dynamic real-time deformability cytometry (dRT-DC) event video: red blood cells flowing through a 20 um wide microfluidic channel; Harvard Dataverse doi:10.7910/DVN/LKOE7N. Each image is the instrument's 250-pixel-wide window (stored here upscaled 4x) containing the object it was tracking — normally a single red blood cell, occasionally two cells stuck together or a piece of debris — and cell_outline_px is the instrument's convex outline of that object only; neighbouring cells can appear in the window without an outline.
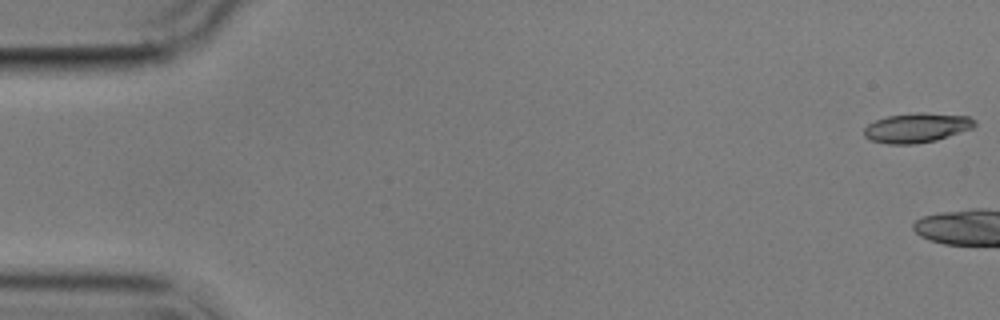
{"species": "common noctule bat (a hibernating species)", "species_latin": "Nyctalus noctula", "temperature_condition": "cold", "stored_images_in_passage": 6, "camera_frame_rate_fps": 3000, "um_per_image_px": 0.085, "animal": {"sex": "male", "body_mass_g": 17.9}, "frame": {"image": 1, "passage_image": 1, "time_ms": 0.0, "image_size_px": [1000, 320], "cell_outline_px": [[976, 124], [972, 128], [936, 140], [916, 144], [888, 144], [872, 140], [864, 136], [864, 128], [868, 124], [876, 120], [888, 116], [916, 112], [924, 112], [968, 116], [976, 120]], "centroid_in_image_um": [77.93, 10.85], "position_along_channel_um": 7.1, "area_um2": 19.02}}